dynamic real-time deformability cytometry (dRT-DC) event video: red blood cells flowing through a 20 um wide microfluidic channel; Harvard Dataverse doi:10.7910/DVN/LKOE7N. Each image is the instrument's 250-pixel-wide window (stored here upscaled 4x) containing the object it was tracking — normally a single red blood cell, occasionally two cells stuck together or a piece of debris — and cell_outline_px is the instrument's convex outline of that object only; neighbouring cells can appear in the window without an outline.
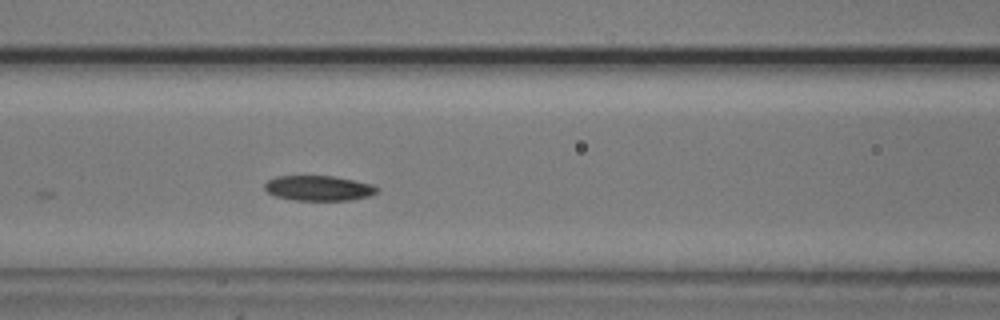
{"species": "common noctule bat (a hibernating species)", "species_latin": "Nyctalus noctula", "temperature_condition": "cold", "stored_images_in_passage": 6, "segment_of_instrument_passage": [1, 2], "camera_frame_rate_fps": 3000, "um_per_image_px": 0.085, "animal": {"sex": "male", "body_mass_g": 20.5, "forearm_length_mm": 52.5}, "frame": {"image": 1, "passage_image": 5, "time_ms": 4.333, "image_size_px": [1000, 320], "cell_outline_px": [[380, 188], [376, 192], [368, 196], [352, 200], [296, 200], [276, 196], [268, 192], [264, 188], [264, 184], [268, 180], [276, 176], [332, 176], [372, 184]], "centroid_in_image_um": [27.08, 15.99], "position_along_channel_um": 139.5, "area_um2": 16.3}}